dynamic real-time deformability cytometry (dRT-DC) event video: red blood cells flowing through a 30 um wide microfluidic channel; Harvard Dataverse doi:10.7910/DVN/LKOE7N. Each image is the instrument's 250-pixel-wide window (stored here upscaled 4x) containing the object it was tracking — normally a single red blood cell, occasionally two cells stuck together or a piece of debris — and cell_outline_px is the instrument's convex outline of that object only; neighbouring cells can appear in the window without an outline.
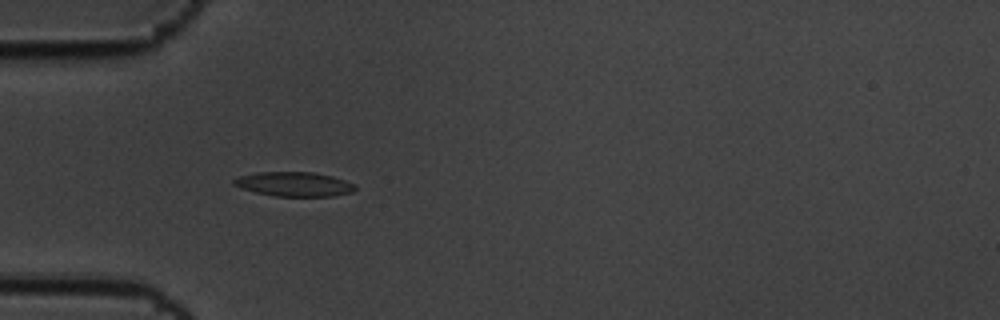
{"species": "common noctule bat (a hibernating species)", "species_latin": "Nyctalus noctula", "temperature_condition": "cold", "stored_images_in_passage": 6, "camera_frame_rate_fps": 3000, "um_per_image_px": 0.085, "animal": {"sex": "male", "body_mass_g": 19.5, "forearm_length_mm": 54.6}, "frame": {"image": 1, "passage_image": 4, "time_ms": 1.0, "image_size_px": [1000, 320], "cell_outline_px": [[356, 188], [352, 192], [332, 196], [276, 196], [256, 192], [232, 184], [232, 180], [240, 176], [260, 172], [316, 172], [332, 176], [356, 184]], "centroid_in_image_um": [25.04, 15.64], "position_along_channel_um": 60.0, "area_um2": 17.11}}
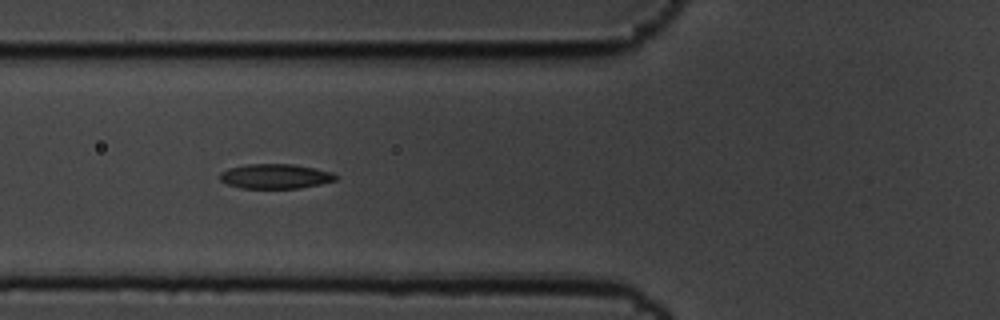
{"frame": {"image": 2, "passage_image": 5, "time_ms": 1.333, "image_size_px": [1000, 320], "cell_outline_px": [[336, 180], [320, 184], [300, 188], [240, 188], [228, 184], [220, 180], [220, 172], [228, 168], [248, 164], [292, 164], [316, 168], [332, 172], [336, 176]], "centroid_in_image_um": [23.39, 14.98], "position_along_channel_um": 102.4, "area_um2": 16.65}}
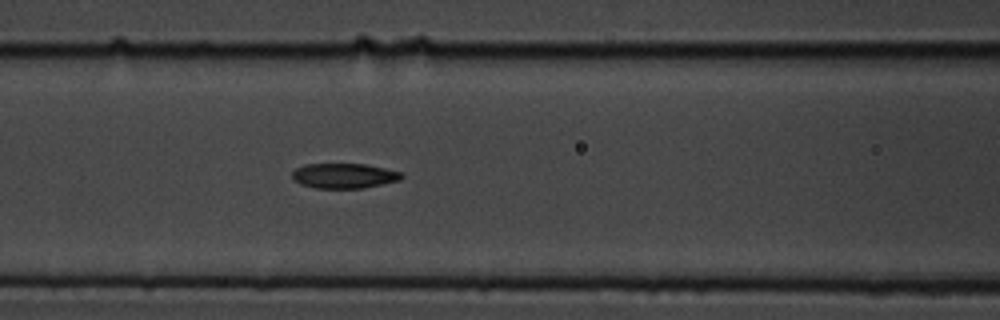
{"frame": {"image": 3, "passage_image": 6, "time_ms": 1.667, "image_size_px": [1000, 320], "cell_outline_px": [[404, 176], [400, 180], [364, 188], [316, 188], [300, 184], [292, 176], [292, 172], [296, 168], [304, 164], [364, 164], [384, 168], [400, 172]], "centroid_in_image_um": [29.24, 14.94], "position_along_channel_um": 137.4, "area_um2": 15.84}}